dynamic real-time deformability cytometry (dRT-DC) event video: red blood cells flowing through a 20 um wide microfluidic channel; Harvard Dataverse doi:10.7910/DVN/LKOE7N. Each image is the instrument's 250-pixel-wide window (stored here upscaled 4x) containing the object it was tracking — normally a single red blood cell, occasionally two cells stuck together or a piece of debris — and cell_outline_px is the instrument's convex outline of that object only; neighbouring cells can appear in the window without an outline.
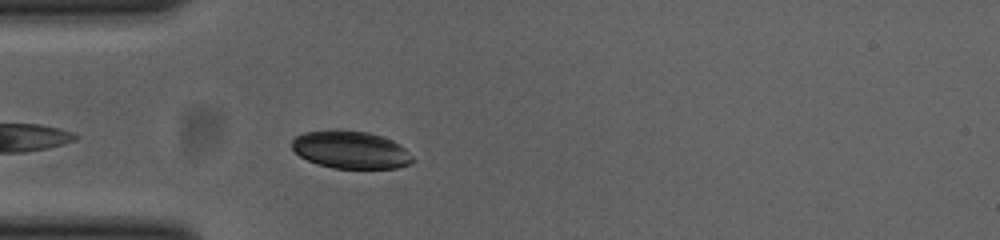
{"species": "common noctule bat (a hibernating species)", "species_latin": "Nyctalus noctula", "temperature_condition": "cold", "stored_images_in_passage": 35, "camera_frame_rate_fps": 3000, "um_per_image_px": 0.085, "animal": {"sex": "female", "body_mass_g": 23.0, "forearm_length_mm": 53.4}, "frame": {"image": 1, "passage_image": 3, "time_ms": 0.667, "image_size_px": [1000, 240], "cell_outline_px": [[412, 164], [396, 168], [332, 168], [308, 160], [300, 156], [292, 148], [292, 140], [296, 136], [304, 132], [368, 132], [392, 140], [400, 144], [412, 156]], "centroid_in_image_um": [29.84, 12.77], "position_along_channel_um": 55.2, "area_um2": 25.66}}
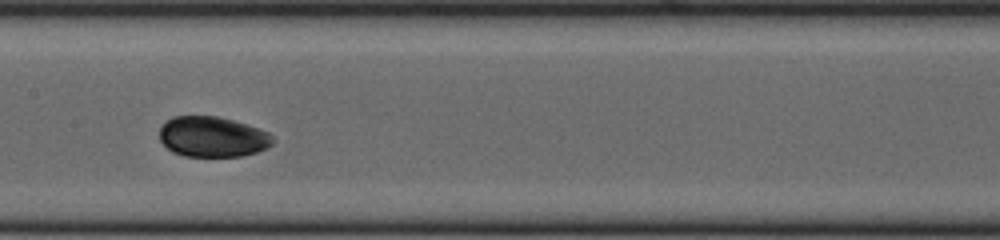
{"frame": {"image": 2, "passage_image": 14, "time_ms": 4.333, "image_size_px": [1000, 240], "cell_outline_px": [[276, 140], [272, 144], [256, 152], [240, 156], [184, 156], [172, 152], [160, 140], [160, 128], [172, 116], [216, 116], [248, 124], [268, 132]], "centroid_in_image_um": [18.07, 11.62], "position_along_channel_um": 189.3, "area_um2": 26.59}}
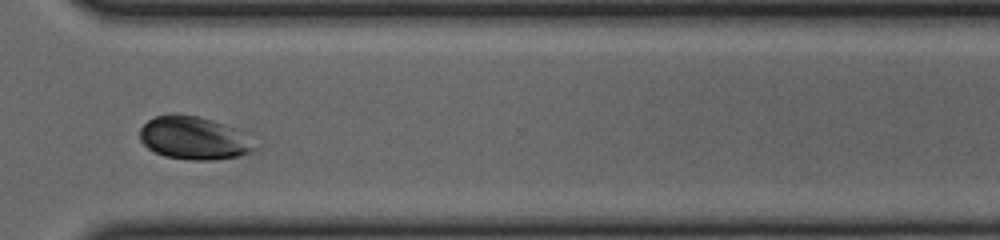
{"frame": {"image": 3, "passage_image": 27, "time_ms": 8.667, "image_size_px": [1000, 240], "cell_outline_px": [[256, 148], [252, 152], [240, 156], [212, 160], [192, 160], [164, 156], [148, 148], [140, 140], [140, 128], [148, 120], [156, 116], [172, 112], [176, 112], [196, 116], [212, 120], [236, 128]], "centroid_in_image_um": [16.43, 11.72], "position_along_channel_um": 354.2, "area_um2": 28.67}, "authors_computed_cell_mechanics": {"area_um2": 26.6458, "velocity_mm_per_s": 3.8017, "shape_relaxation_time_tau1_ms": 5.2029, "shape_relaxation_time_tau2_ms": null, "deformation_change_tau1": 0.0792, "deformation_change_tau2": null}}